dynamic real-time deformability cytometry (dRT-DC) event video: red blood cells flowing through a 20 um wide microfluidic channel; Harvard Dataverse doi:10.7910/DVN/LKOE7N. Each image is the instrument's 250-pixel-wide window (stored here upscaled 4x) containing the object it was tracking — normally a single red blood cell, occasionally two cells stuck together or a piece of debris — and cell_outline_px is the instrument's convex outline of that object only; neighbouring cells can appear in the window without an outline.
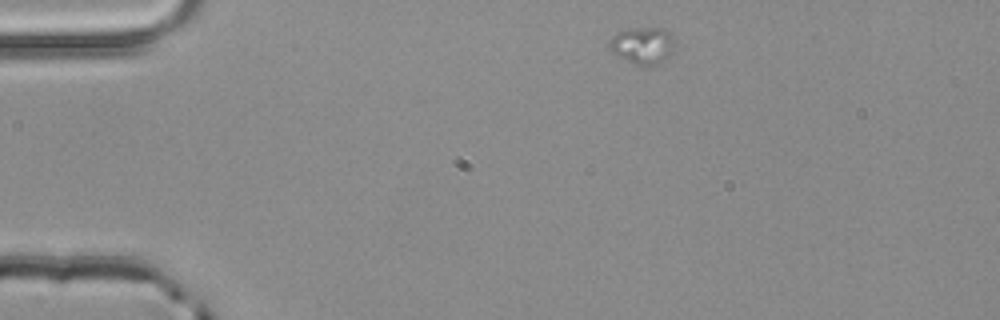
{"species": "common noctule bat (a hibernating species)", "species_latin": "Nyctalus noctula", "temperature_condition": "room temperature", "stored_images_in_passage": 2, "camera_frame_rate_fps": 3000, "um_per_image_px": 0.085, "animal": {"sex": "male", "body_mass_g": 20.4}, "frame": {"image": 1, "passage_image": 1, "time_ms": 0.0, "image_size_px": [1000, 320], "cell_outline_px": [[676, 40], [668, 56], [656, 64], [644, 68], [632, 64], [612, 52], [608, 48], [608, 40], [616, 32], [628, 28], [664, 28]], "centroid_in_image_um": [54.57, 3.87], "position_along_channel_um": 30.4, "area_um2": 14.33}}